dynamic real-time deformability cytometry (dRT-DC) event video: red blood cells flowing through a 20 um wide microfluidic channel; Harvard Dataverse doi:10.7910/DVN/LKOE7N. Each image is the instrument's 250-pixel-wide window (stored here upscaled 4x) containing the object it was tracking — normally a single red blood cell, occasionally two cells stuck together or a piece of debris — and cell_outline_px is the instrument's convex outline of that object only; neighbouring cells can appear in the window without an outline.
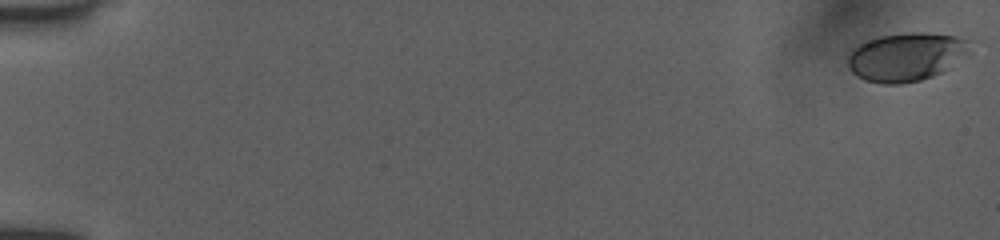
{"species": "human", "species_latin": "Homo sapiens", "temperature_condition": "room temperature", "stored_images_in_passage": 34, "camera_frame_rate_fps": 3000, "um_per_image_px": 0.085, "donor": {"sex": "female"}, "frame": {"image": 1, "passage_image": 1, "time_ms": 0.0, "image_size_px": [1000, 240], "cell_outline_px": [[972, 52], [940, 72], [932, 76], [920, 80], [900, 84], [880, 84], [864, 80], [856, 76], [848, 68], [848, 56], [852, 48], [868, 40], [880, 36], [908, 32], [924, 32], [952, 36], [968, 40]], "centroid_in_image_um": [77.0, 4.83], "position_along_channel_um": 8.0, "area_um2": 34.45}}
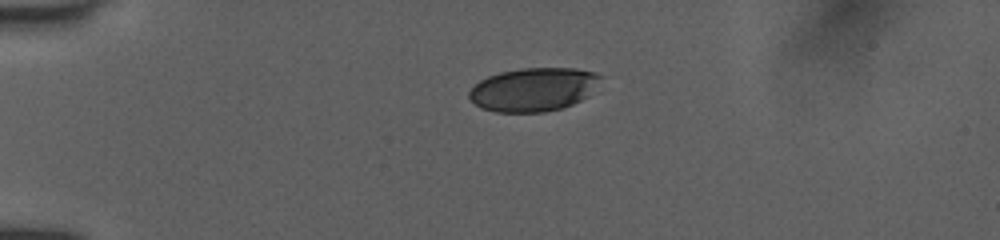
{"frame": {"image": 2, "passage_image": 22, "time_ms": 4.333, "image_size_px": [1000, 240], "cell_outline_px": [[604, 76], [588, 96], [572, 104], [560, 108], [544, 112], [496, 112], [480, 108], [468, 96], [468, 92], [480, 80], [488, 76], [500, 72], [520, 68], [576, 68], [596, 72]], "centroid_in_image_um": [45.36, 7.59], "position_along_channel_um": 39.6, "area_um2": 33.41}}